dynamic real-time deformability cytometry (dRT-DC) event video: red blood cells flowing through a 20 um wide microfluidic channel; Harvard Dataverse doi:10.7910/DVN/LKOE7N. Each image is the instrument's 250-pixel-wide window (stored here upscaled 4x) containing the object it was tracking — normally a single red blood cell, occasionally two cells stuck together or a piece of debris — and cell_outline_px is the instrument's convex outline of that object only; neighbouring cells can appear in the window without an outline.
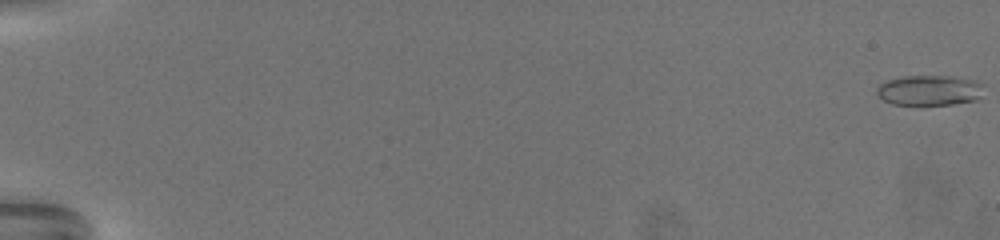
{"species": "common noctule bat (a hibernating species)", "species_latin": "Nyctalus noctula", "temperature_condition": "warm", "stored_images_in_passage": 73, "camera_frame_rate_fps": 3000, "um_per_image_px": 0.085, "animal": {"sex": "female", "body_mass_g": 19.5, "forearm_length_mm": 54.1}, "frame": {"image": 1, "passage_image": 1, "time_ms": 0.0, "image_size_px": [1000, 240], "cell_outline_px": [[984, 84], [980, 96], [976, 100], [952, 104], [892, 104], [876, 96], [876, 88], [880, 84], [888, 80], [904, 76], [948, 76], [976, 80]], "centroid_in_image_um": [78.99, 7.67], "position_along_channel_um": 6.0, "area_um2": 18.84}}
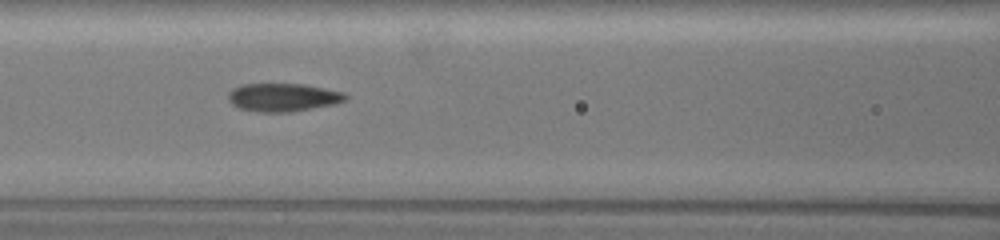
{"frame": {"image": 2, "passage_image": 36, "time_ms": 11.667, "image_size_px": [1000, 240], "cell_outline_px": [[348, 96], [344, 100], [336, 104], [292, 112], [260, 112], [240, 108], [232, 104], [228, 100], [228, 92], [232, 88], [240, 84], [304, 84], [344, 92]], "centroid_in_image_um": [24.05, 8.27], "position_along_channel_um": 142.6, "area_um2": 19.36}}
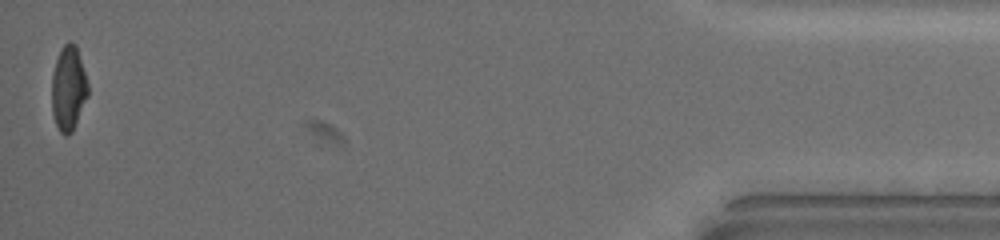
{"frame": {"image": 3, "passage_image": 72, "time_ms": 23.667, "image_size_px": [1000, 240], "cell_outline_px": [[88, 96], [72, 132], [68, 136], [64, 136], [60, 132], [56, 124], [52, 112], [52, 76], [56, 60], [64, 44], [68, 40], [76, 44], [88, 84]], "centroid_in_image_um": [5.82, 7.53], "position_along_channel_um": 429.4, "area_um2": 17.8}, "authors_computed_cell_mechanics": {"area_um2": 18.7272, "velocity_mm_per_s": 3.0561, "shape_relaxation_time_tau1_ms": 9.1517, "shape_relaxation_time_tau2_ms": 1.4673, "deformation_change_tau1": 0.2143, "deformation_change_tau2": 0.077}}